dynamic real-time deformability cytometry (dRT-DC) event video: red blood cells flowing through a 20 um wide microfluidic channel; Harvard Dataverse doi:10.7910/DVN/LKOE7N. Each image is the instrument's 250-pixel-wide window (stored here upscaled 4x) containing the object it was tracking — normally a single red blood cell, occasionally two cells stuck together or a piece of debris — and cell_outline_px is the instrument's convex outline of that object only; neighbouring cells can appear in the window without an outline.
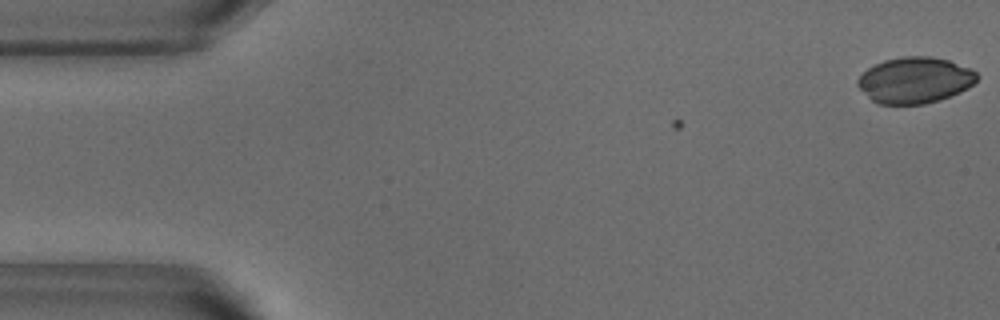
{"species": "common noctule bat (a hibernating species)", "species_latin": "Nyctalus noctula", "temperature_condition": "warm", "stored_images_in_passage": 5, "camera_frame_rate_fps": 3000, "um_per_image_px": 0.085, "animal": {"sex": "male", "body_mass_g": 18.8}, "frame": {"image": 1, "passage_image": 5, "time_ms": 1.333, "image_size_px": [1000, 320], "cell_outline_px": [[980, 76], [968, 88], [960, 92], [940, 100], [924, 104], [880, 104], [872, 100], [856, 84], [856, 80], [868, 68], [884, 60], [900, 56], [932, 56], [948, 60], [972, 68]], "centroid_in_image_um": [77.79, 6.8], "position_along_channel_um": 7.2, "area_um2": 32.14}}